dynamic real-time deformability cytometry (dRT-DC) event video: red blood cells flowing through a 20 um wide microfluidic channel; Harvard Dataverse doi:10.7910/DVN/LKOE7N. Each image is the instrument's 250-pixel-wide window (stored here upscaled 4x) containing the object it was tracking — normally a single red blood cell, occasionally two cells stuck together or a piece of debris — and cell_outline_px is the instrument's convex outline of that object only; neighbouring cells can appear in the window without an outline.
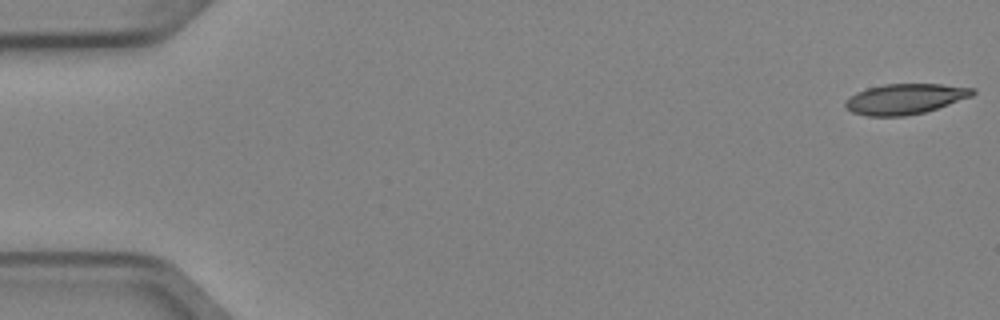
{"species": "Egyptian fruit bat (a non-hibernating species)", "species_latin": "Rousettus aegyptiacus", "temperature_condition": "cold", "stored_images_in_passage": 5, "camera_frame_rate_fps": 3000, "um_per_image_px": 0.085, "animal": {"sex": "female"}, "frame": {"image": 1, "passage_image": 1, "time_ms": 0.0, "image_size_px": [1000, 320], "cell_outline_px": [[976, 92], [972, 96], [924, 112], [904, 116], [868, 116], [852, 112], [844, 104], [856, 92], [868, 88], [884, 84], [940, 84], [976, 88]], "centroid_in_image_um": [76.96, 8.4], "position_along_channel_um": 8.0, "area_um2": 22.25}}